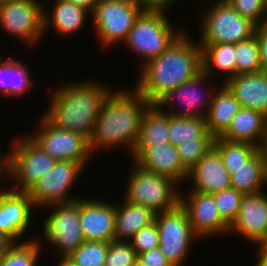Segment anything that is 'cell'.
Instances as JSON below:
<instances>
[{
  "mask_svg": "<svg viewBox=\"0 0 267 266\" xmlns=\"http://www.w3.org/2000/svg\"><path fill=\"white\" fill-rule=\"evenodd\" d=\"M188 37L184 30L158 57L142 63L136 90L151 105L202 72L201 46Z\"/></svg>",
  "mask_w": 267,
  "mask_h": 266,
  "instance_id": "cell-1",
  "label": "cell"
},
{
  "mask_svg": "<svg viewBox=\"0 0 267 266\" xmlns=\"http://www.w3.org/2000/svg\"><path fill=\"white\" fill-rule=\"evenodd\" d=\"M151 104L135 88L134 91L110 92L100 107L93 132L88 139L93 150L127 145L130 153L137 142L142 116Z\"/></svg>",
  "mask_w": 267,
  "mask_h": 266,
  "instance_id": "cell-2",
  "label": "cell"
},
{
  "mask_svg": "<svg viewBox=\"0 0 267 266\" xmlns=\"http://www.w3.org/2000/svg\"><path fill=\"white\" fill-rule=\"evenodd\" d=\"M100 82L81 81L58 87L44 116L57 128L90 138L100 107L111 90Z\"/></svg>",
  "mask_w": 267,
  "mask_h": 266,
  "instance_id": "cell-3",
  "label": "cell"
},
{
  "mask_svg": "<svg viewBox=\"0 0 267 266\" xmlns=\"http://www.w3.org/2000/svg\"><path fill=\"white\" fill-rule=\"evenodd\" d=\"M162 9H144L123 43L143 58L144 63L158 57L183 32L174 31Z\"/></svg>",
  "mask_w": 267,
  "mask_h": 266,
  "instance_id": "cell-4",
  "label": "cell"
},
{
  "mask_svg": "<svg viewBox=\"0 0 267 266\" xmlns=\"http://www.w3.org/2000/svg\"><path fill=\"white\" fill-rule=\"evenodd\" d=\"M13 149L6 154V175L14 178L18 186L12 191L28 193L52 169V158L30 136L14 139ZM19 188V189H18Z\"/></svg>",
  "mask_w": 267,
  "mask_h": 266,
  "instance_id": "cell-5",
  "label": "cell"
},
{
  "mask_svg": "<svg viewBox=\"0 0 267 266\" xmlns=\"http://www.w3.org/2000/svg\"><path fill=\"white\" fill-rule=\"evenodd\" d=\"M129 178L124 198L128 202L151 208L155 213L173 209L180 202L178 183L167 176L144 170L135 164Z\"/></svg>",
  "mask_w": 267,
  "mask_h": 266,
  "instance_id": "cell-6",
  "label": "cell"
},
{
  "mask_svg": "<svg viewBox=\"0 0 267 266\" xmlns=\"http://www.w3.org/2000/svg\"><path fill=\"white\" fill-rule=\"evenodd\" d=\"M204 14L199 44L238 43L255 35L257 24L241 16L227 0H216Z\"/></svg>",
  "mask_w": 267,
  "mask_h": 266,
  "instance_id": "cell-7",
  "label": "cell"
},
{
  "mask_svg": "<svg viewBox=\"0 0 267 266\" xmlns=\"http://www.w3.org/2000/svg\"><path fill=\"white\" fill-rule=\"evenodd\" d=\"M144 9L138 0H98L91 15L101 43L111 46L118 41L125 42Z\"/></svg>",
  "mask_w": 267,
  "mask_h": 266,
  "instance_id": "cell-8",
  "label": "cell"
},
{
  "mask_svg": "<svg viewBox=\"0 0 267 266\" xmlns=\"http://www.w3.org/2000/svg\"><path fill=\"white\" fill-rule=\"evenodd\" d=\"M154 221L159 232L160 250L172 266H181L189 254L193 238H196L186 211L178 204L173 209L156 213Z\"/></svg>",
  "mask_w": 267,
  "mask_h": 266,
  "instance_id": "cell-9",
  "label": "cell"
},
{
  "mask_svg": "<svg viewBox=\"0 0 267 266\" xmlns=\"http://www.w3.org/2000/svg\"><path fill=\"white\" fill-rule=\"evenodd\" d=\"M50 206L54 211L43 223L44 238L58 248L61 259H66L84 242L80 227V198Z\"/></svg>",
  "mask_w": 267,
  "mask_h": 266,
  "instance_id": "cell-10",
  "label": "cell"
},
{
  "mask_svg": "<svg viewBox=\"0 0 267 266\" xmlns=\"http://www.w3.org/2000/svg\"><path fill=\"white\" fill-rule=\"evenodd\" d=\"M83 169L84 166L80 162L56 161L52 169L28 192L34 208L49 207L53 204L68 203L79 199L73 195L71 197L69 190Z\"/></svg>",
  "mask_w": 267,
  "mask_h": 266,
  "instance_id": "cell-11",
  "label": "cell"
},
{
  "mask_svg": "<svg viewBox=\"0 0 267 266\" xmlns=\"http://www.w3.org/2000/svg\"><path fill=\"white\" fill-rule=\"evenodd\" d=\"M37 1L0 0V25L28 45L39 43L44 33V8Z\"/></svg>",
  "mask_w": 267,
  "mask_h": 266,
  "instance_id": "cell-12",
  "label": "cell"
},
{
  "mask_svg": "<svg viewBox=\"0 0 267 266\" xmlns=\"http://www.w3.org/2000/svg\"><path fill=\"white\" fill-rule=\"evenodd\" d=\"M39 132L31 138L56 161L69 160L88 163L91 151L88 139L80 133L57 128L45 116L40 120Z\"/></svg>",
  "mask_w": 267,
  "mask_h": 266,
  "instance_id": "cell-13",
  "label": "cell"
},
{
  "mask_svg": "<svg viewBox=\"0 0 267 266\" xmlns=\"http://www.w3.org/2000/svg\"><path fill=\"white\" fill-rule=\"evenodd\" d=\"M187 198L180 190L179 204L186 211L197 237L228 233L230 226L221 218L212 194L192 191Z\"/></svg>",
  "mask_w": 267,
  "mask_h": 266,
  "instance_id": "cell-14",
  "label": "cell"
},
{
  "mask_svg": "<svg viewBox=\"0 0 267 266\" xmlns=\"http://www.w3.org/2000/svg\"><path fill=\"white\" fill-rule=\"evenodd\" d=\"M134 164L144 170L167 176L180 184L188 179L189 171L182 165L176 146L172 143L152 147H134Z\"/></svg>",
  "mask_w": 267,
  "mask_h": 266,
  "instance_id": "cell-15",
  "label": "cell"
},
{
  "mask_svg": "<svg viewBox=\"0 0 267 266\" xmlns=\"http://www.w3.org/2000/svg\"><path fill=\"white\" fill-rule=\"evenodd\" d=\"M99 200L80 198V227L84 241L114 240L115 205Z\"/></svg>",
  "mask_w": 267,
  "mask_h": 266,
  "instance_id": "cell-16",
  "label": "cell"
},
{
  "mask_svg": "<svg viewBox=\"0 0 267 266\" xmlns=\"http://www.w3.org/2000/svg\"><path fill=\"white\" fill-rule=\"evenodd\" d=\"M237 231L258 246L267 237V194L258 192L244 195L237 219L229 232Z\"/></svg>",
  "mask_w": 267,
  "mask_h": 266,
  "instance_id": "cell-17",
  "label": "cell"
},
{
  "mask_svg": "<svg viewBox=\"0 0 267 266\" xmlns=\"http://www.w3.org/2000/svg\"><path fill=\"white\" fill-rule=\"evenodd\" d=\"M6 190L0 193V232L17 243L29 228L34 206L28 193Z\"/></svg>",
  "mask_w": 267,
  "mask_h": 266,
  "instance_id": "cell-18",
  "label": "cell"
},
{
  "mask_svg": "<svg viewBox=\"0 0 267 266\" xmlns=\"http://www.w3.org/2000/svg\"><path fill=\"white\" fill-rule=\"evenodd\" d=\"M206 80H209V75L205 74L202 71L192 80L184 82L183 84L178 86L176 89H174L173 91L168 93L156 105L160 109H163L164 107L166 108V106L168 104V106L170 108L169 111L168 112H167V110L166 111L162 110V111L165 112L166 114H169L172 116L205 118L211 101L210 102L206 101L207 96L204 97V95H209V94H207L209 92L204 90V93H201L203 91L200 92L198 87L201 86L202 84L205 85V82H207ZM176 98H177V100H176ZM174 100L180 101V103L184 104V107H183L184 109H181L180 111L174 110L173 109L174 104L172 103V102H174ZM201 105L202 106L204 105L206 107V109H205L206 111L202 110V109H201V111L199 110L200 107L202 108Z\"/></svg>",
  "mask_w": 267,
  "mask_h": 266,
  "instance_id": "cell-19",
  "label": "cell"
},
{
  "mask_svg": "<svg viewBox=\"0 0 267 266\" xmlns=\"http://www.w3.org/2000/svg\"><path fill=\"white\" fill-rule=\"evenodd\" d=\"M189 178L193 182L192 191L213 194L231 188V176L214 147L189 170Z\"/></svg>",
  "mask_w": 267,
  "mask_h": 266,
  "instance_id": "cell-20",
  "label": "cell"
},
{
  "mask_svg": "<svg viewBox=\"0 0 267 266\" xmlns=\"http://www.w3.org/2000/svg\"><path fill=\"white\" fill-rule=\"evenodd\" d=\"M224 84L242 108L258 110L267 116V74L261 71L237 74Z\"/></svg>",
  "mask_w": 267,
  "mask_h": 266,
  "instance_id": "cell-21",
  "label": "cell"
},
{
  "mask_svg": "<svg viewBox=\"0 0 267 266\" xmlns=\"http://www.w3.org/2000/svg\"><path fill=\"white\" fill-rule=\"evenodd\" d=\"M222 138L246 142L260 149L267 146V116L258 110L241 108Z\"/></svg>",
  "mask_w": 267,
  "mask_h": 266,
  "instance_id": "cell-22",
  "label": "cell"
},
{
  "mask_svg": "<svg viewBox=\"0 0 267 266\" xmlns=\"http://www.w3.org/2000/svg\"><path fill=\"white\" fill-rule=\"evenodd\" d=\"M208 112L205 116L208 131L214 138L222 137L230 125L234 116L242 108L235 95L223 83L221 90L214 93Z\"/></svg>",
  "mask_w": 267,
  "mask_h": 266,
  "instance_id": "cell-23",
  "label": "cell"
},
{
  "mask_svg": "<svg viewBox=\"0 0 267 266\" xmlns=\"http://www.w3.org/2000/svg\"><path fill=\"white\" fill-rule=\"evenodd\" d=\"M155 215L151 208L125 199L122 205L115 204L114 241H129L137 231L154 222Z\"/></svg>",
  "mask_w": 267,
  "mask_h": 266,
  "instance_id": "cell-24",
  "label": "cell"
},
{
  "mask_svg": "<svg viewBox=\"0 0 267 266\" xmlns=\"http://www.w3.org/2000/svg\"><path fill=\"white\" fill-rule=\"evenodd\" d=\"M267 184V149H259L247 162L234 170L231 187L238 192L255 194Z\"/></svg>",
  "mask_w": 267,
  "mask_h": 266,
  "instance_id": "cell-25",
  "label": "cell"
},
{
  "mask_svg": "<svg viewBox=\"0 0 267 266\" xmlns=\"http://www.w3.org/2000/svg\"><path fill=\"white\" fill-rule=\"evenodd\" d=\"M53 11L48 14L44 8V32L52 24L58 34L65 37L76 33L82 28L88 15L85 8L68 1L55 0Z\"/></svg>",
  "mask_w": 267,
  "mask_h": 266,
  "instance_id": "cell-26",
  "label": "cell"
},
{
  "mask_svg": "<svg viewBox=\"0 0 267 266\" xmlns=\"http://www.w3.org/2000/svg\"><path fill=\"white\" fill-rule=\"evenodd\" d=\"M170 143L169 114L157 105H150L142 116L139 135L134 147H152Z\"/></svg>",
  "mask_w": 267,
  "mask_h": 266,
  "instance_id": "cell-27",
  "label": "cell"
},
{
  "mask_svg": "<svg viewBox=\"0 0 267 266\" xmlns=\"http://www.w3.org/2000/svg\"><path fill=\"white\" fill-rule=\"evenodd\" d=\"M202 49V71L213 75V69L228 73L224 83L235 76V44H200ZM213 68V69H212Z\"/></svg>",
  "mask_w": 267,
  "mask_h": 266,
  "instance_id": "cell-28",
  "label": "cell"
},
{
  "mask_svg": "<svg viewBox=\"0 0 267 266\" xmlns=\"http://www.w3.org/2000/svg\"><path fill=\"white\" fill-rule=\"evenodd\" d=\"M32 86L27 66L14 58L0 62V93L4 96H19Z\"/></svg>",
  "mask_w": 267,
  "mask_h": 266,
  "instance_id": "cell-29",
  "label": "cell"
},
{
  "mask_svg": "<svg viewBox=\"0 0 267 266\" xmlns=\"http://www.w3.org/2000/svg\"><path fill=\"white\" fill-rule=\"evenodd\" d=\"M169 137L174 146L198 138H214L207 129L205 118L169 115Z\"/></svg>",
  "mask_w": 267,
  "mask_h": 266,
  "instance_id": "cell-30",
  "label": "cell"
},
{
  "mask_svg": "<svg viewBox=\"0 0 267 266\" xmlns=\"http://www.w3.org/2000/svg\"><path fill=\"white\" fill-rule=\"evenodd\" d=\"M214 148L221 155L230 176L260 149L253 144L233 142L222 137L215 138Z\"/></svg>",
  "mask_w": 267,
  "mask_h": 266,
  "instance_id": "cell-31",
  "label": "cell"
},
{
  "mask_svg": "<svg viewBox=\"0 0 267 266\" xmlns=\"http://www.w3.org/2000/svg\"><path fill=\"white\" fill-rule=\"evenodd\" d=\"M109 242L84 241L65 260L72 266H104Z\"/></svg>",
  "mask_w": 267,
  "mask_h": 266,
  "instance_id": "cell-32",
  "label": "cell"
},
{
  "mask_svg": "<svg viewBox=\"0 0 267 266\" xmlns=\"http://www.w3.org/2000/svg\"><path fill=\"white\" fill-rule=\"evenodd\" d=\"M0 257V266H36L40 253L38 239L19 241Z\"/></svg>",
  "mask_w": 267,
  "mask_h": 266,
  "instance_id": "cell-33",
  "label": "cell"
},
{
  "mask_svg": "<svg viewBox=\"0 0 267 266\" xmlns=\"http://www.w3.org/2000/svg\"><path fill=\"white\" fill-rule=\"evenodd\" d=\"M260 71L259 43L254 35L252 38L235 44V76L242 73Z\"/></svg>",
  "mask_w": 267,
  "mask_h": 266,
  "instance_id": "cell-34",
  "label": "cell"
},
{
  "mask_svg": "<svg viewBox=\"0 0 267 266\" xmlns=\"http://www.w3.org/2000/svg\"><path fill=\"white\" fill-rule=\"evenodd\" d=\"M215 138H198L196 141L182 142L177 145V152L182 165L189 171L213 147Z\"/></svg>",
  "mask_w": 267,
  "mask_h": 266,
  "instance_id": "cell-35",
  "label": "cell"
},
{
  "mask_svg": "<svg viewBox=\"0 0 267 266\" xmlns=\"http://www.w3.org/2000/svg\"><path fill=\"white\" fill-rule=\"evenodd\" d=\"M212 195L221 218L231 226L237 219L244 194L231 187Z\"/></svg>",
  "mask_w": 267,
  "mask_h": 266,
  "instance_id": "cell-36",
  "label": "cell"
},
{
  "mask_svg": "<svg viewBox=\"0 0 267 266\" xmlns=\"http://www.w3.org/2000/svg\"><path fill=\"white\" fill-rule=\"evenodd\" d=\"M138 255L129 241H110L104 266H132Z\"/></svg>",
  "mask_w": 267,
  "mask_h": 266,
  "instance_id": "cell-37",
  "label": "cell"
},
{
  "mask_svg": "<svg viewBox=\"0 0 267 266\" xmlns=\"http://www.w3.org/2000/svg\"><path fill=\"white\" fill-rule=\"evenodd\" d=\"M227 1L241 16L247 17L255 24L260 25L267 22V5L265 0Z\"/></svg>",
  "mask_w": 267,
  "mask_h": 266,
  "instance_id": "cell-38",
  "label": "cell"
},
{
  "mask_svg": "<svg viewBox=\"0 0 267 266\" xmlns=\"http://www.w3.org/2000/svg\"><path fill=\"white\" fill-rule=\"evenodd\" d=\"M137 255L159 247V232L155 221L137 231L129 240Z\"/></svg>",
  "mask_w": 267,
  "mask_h": 266,
  "instance_id": "cell-39",
  "label": "cell"
},
{
  "mask_svg": "<svg viewBox=\"0 0 267 266\" xmlns=\"http://www.w3.org/2000/svg\"><path fill=\"white\" fill-rule=\"evenodd\" d=\"M255 36L259 43L260 71L267 74V22L257 25Z\"/></svg>",
  "mask_w": 267,
  "mask_h": 266,
  "instance_id": "cell-40",
  "label": "cell"
},
{
  "mask_svg": "<svg viewBox=\"0 0 267 266\" xmlns=\"http://www.w3.org/2000/svg\"><path fill=\"white\" fill-rule=\"evenodd\" d=\"M138 258L145 266H172L159 247L139 254Z\"/></svg>",
  "mask_w": 267,
  "mask_h": 266,
  "instance_id": "cell-41",
  "label": "cell"
},
{
  "mask_svg": "<svg viewBox=\"0 0 267 266\" xmlns=\"http://www.w3.org/2000/svg\"><path fill=\"white\" fill-rule=\"evenodd\" d=\"M176 0H138L145 9H162L167 10L168 7ZM167 8V9H166Z\"/></svg>",
  "mask_w": 267,
  "mask_h": 266,
  "instance_id": "cell-42",
  "label": "cell"
},
{
  "mask_svg": "<svg viewBox=\"0 0 267 266\" xmlns=\"http://www.w3.org/2000/svg\"><path fill=\"white\" fill-rule=\"evenodd\" d=\"M15 242L6 234L0 232V257L6 253Z\"/></svg>",
  "mask_w": 267,
  "mask_h": 266,
  "instance_id": "cell-43",
  "label": "cell"
},
{
  "mask_svg": "<svg viewBox=\"0 0 267 266\" xmlns=\"http://www.w3.org/2000/svg\"><path fill=\"white\" fill-rule=\"evenodd\" d=\"M61 1H68L74 3L78 6L85 8L87 11H90V13L94 11L95 5L98 2V0H61Z\"/></svg>",
  "mask_w": 267,
  "mask_h": 266,
  "instance_id": "cell-44",
  "label": "cell"
},
{
  "mask_svg": "<svg viewBox=\"0 0 267 266\" xmlns=\"http://www.w3.org/2000/svg\"><path fill=\"white\" fill-rule=\"evenodd\" d=\"M1 153V152H0ZM2 155L0 154V181L2 180L1 177L3 175L6 176V155H4L5 157H1ZM1 183V182H0ZM1 187V186H0ZM2 189L0 188V193Z\"/></svg>",
  "mask_w": 267,
  "mask_h": 266,
  "instance_id": "cell-45",
  "label": "cell"
},
{
  "mask_svg": "<svg viewBox=\"0 0 267 266\" xmlns=\"http://www.w3.org/2000/svg\"><path fill=\"white\" fill-rule=\"evenodd\" d=\"M259 260L255 266H267V256H265L259 249L257 250Z\"/></svg>",
  "mask_w": 267,
  "mask_h": 266,
  "instance_id": "cell-46",
  "label": "cell"
},
{
  "mask_svg": "<svg viewBox=\"0 0 267 266\" xmlns=\"http://www.w3.org/2000/svg\"><path fill=\"white\" fill-rule=\"evenodd\" d=\"M258 249L267 256V237L258 245Z\"/></svg>",
  "mask_w": 267,
  "mask_h": 266,
  "instance_id": "cell-47",
  "label": "cell"
},
{
  "mask_svg": "<svg viewBox=\"0 0 267 266\" xmlns=\"http://www.w3.org/2000/svg\"><path fill=\"white\" fill-rule=\"evenodd\" d=\"M56 266H72V265L65 259H60L58 265Z\"/></svg>",
  "mask_w": 267,
  "mask_h": 266,
  "instance_id": "cell-48",
  "label": "cell"
},
{
  "mask_svg": "<svg viewBox=\"0 0 267 266\" xmlns=\"http://www.w3.org/2000/svg\"><path fill=\"white\" fill-rule=\"evenodd\" d=\"M132 266H145L144 263L138 258Z\"/></svg>",
  "mask_w": 267,
  "mask_h": 266,
  "instance_id": "cell-49",
  "label": "cell"
}]
</instances>
